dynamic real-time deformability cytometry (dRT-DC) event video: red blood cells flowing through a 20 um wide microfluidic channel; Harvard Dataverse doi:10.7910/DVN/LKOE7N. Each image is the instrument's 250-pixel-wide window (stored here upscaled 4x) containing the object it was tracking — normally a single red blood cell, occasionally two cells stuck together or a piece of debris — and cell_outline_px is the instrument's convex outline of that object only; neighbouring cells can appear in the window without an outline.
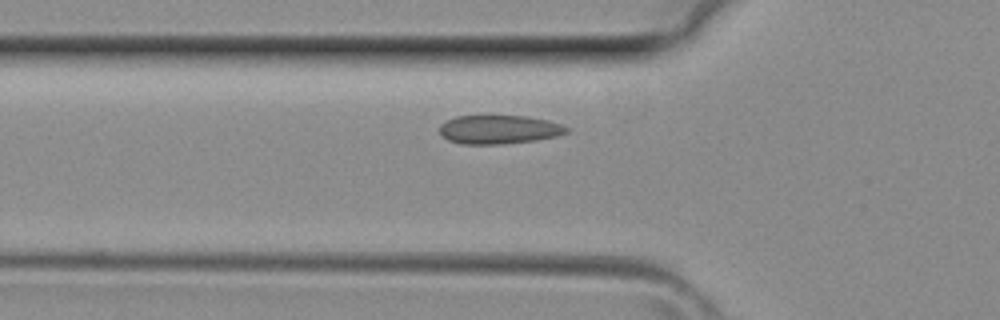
{"species": "common noctule bat (a hibernating species)", "species_latin": "Nyctalus noctula", "temperature_condition": "room temperature", "stored_images_in_passage": 33, "camera_frame_rate_fps": 3000, "um_per_image_px": 0.085, "animal": {"sex": "female", "body_mass_g": 29.2, "forearm_length_mm": 56.3}, "frame": {"image": 1, "passage_image": 10, "time_ms": 3.0, "image_size_px": [1000, 320], "cell_outline_px": [[568, 132], [556, 136], [536, 140], [500, 144], [460, 144], [448, 140], [440, 136], [440, 124], [444, 120], [456, 116], [528, 116], [548, 120], [560, 124], [568, 128]], "centroid_in_image_um": [42.36, 11.01], "position_along_channel_um": 83.4, "area_um2": 21.39}}
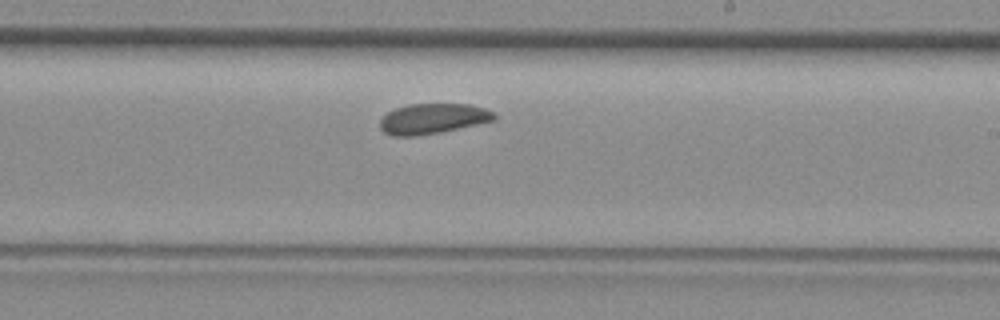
{"frame": {"image": 2, "passage_image": 20, "time_ms": 6.333, "image_size_px": [1000, 320], "cell_outline_px": [[496, 120], [440, 132], [416, 136], [392, 136], [384, 132], [380, 128], [380, 120], [388, 112], [396, 108], [408, 104], [468, 104], [484, 108], [496, 112]], "centroid_in_image_um": [36.8, 10.09], "position_along_channel_um": 252.2, "area_um2": 20.17}}
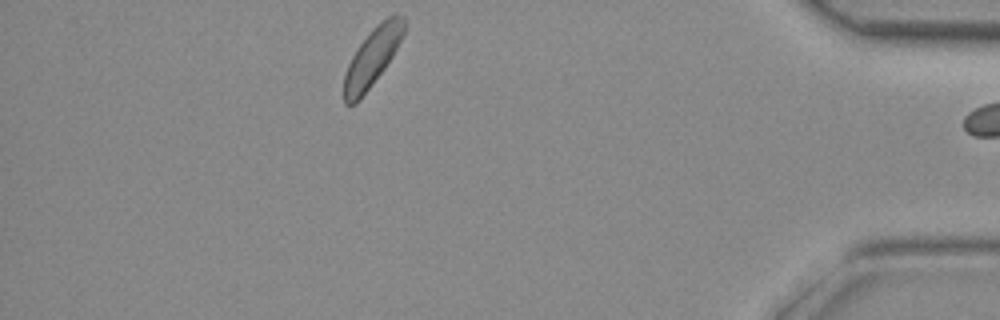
{"frame": {"image": 3, "passage_image": 32, "time_ms": 10.333, "image_size_px": [1000, 320], "cell_outline_px": [[404, 32], [392, 56], [384, 68], [360, 100], [356, 104], [344, 104], [344, 72], [356, 48], [372, 28], [388, 16], [396, 12], [404, 16]], "centroid_in_image_um": [31.62, 4.86], "position_along_channel_um": 403.6, "area_um2": 20.17}}